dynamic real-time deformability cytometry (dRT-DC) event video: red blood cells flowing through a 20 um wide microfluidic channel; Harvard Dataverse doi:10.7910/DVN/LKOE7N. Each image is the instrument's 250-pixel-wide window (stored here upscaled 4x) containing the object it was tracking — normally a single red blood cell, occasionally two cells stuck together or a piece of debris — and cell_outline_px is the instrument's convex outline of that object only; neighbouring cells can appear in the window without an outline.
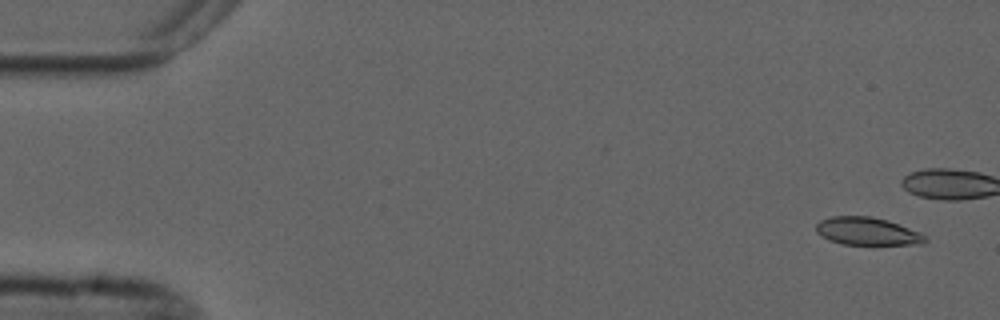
{"species": "common noctule bat (a hibernating species)", "species_latin": "Nyctalus noctula", "temperature_condition": "cold", "stored_images_in_passage": 6, "camera_frame_rate_fps": 3000, "um_per_image_px": 0.085, "animal": {"sex": "male", "forearm_length_mm": 52.5}, "frame": {"image": 1, "passage_image": 1, "time_ms": 0.0, "image_size_px": [1000, 320], "cell_outline_px": [[928, 240], [924, 244], [840, 244], [828, 240], [816, 232], [816, 224], [820, 220], [832, 216], [872, 216], [888, 220], [920, 232], [928, 236]], "centroid_in_image_um": [73.73, 19.65], "position_along_channel_um": 11.3, "area_um2": 17.8}}